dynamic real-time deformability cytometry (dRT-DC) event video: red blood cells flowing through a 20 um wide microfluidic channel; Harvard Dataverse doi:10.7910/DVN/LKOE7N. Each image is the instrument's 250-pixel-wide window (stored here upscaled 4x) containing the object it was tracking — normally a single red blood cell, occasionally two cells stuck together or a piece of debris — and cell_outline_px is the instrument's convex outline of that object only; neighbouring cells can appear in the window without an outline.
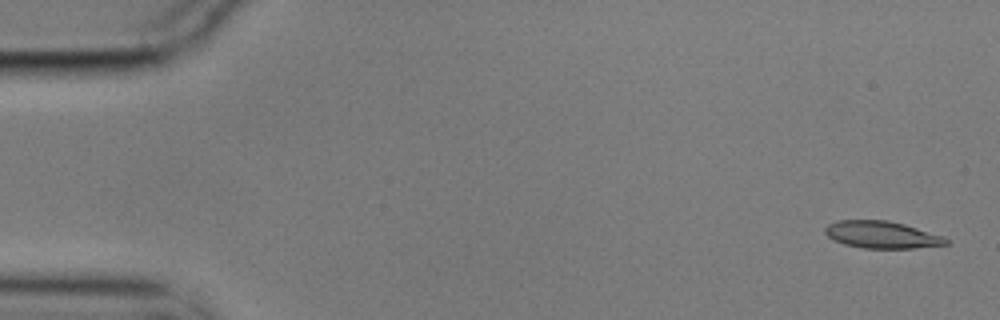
{"species": "common noctule bat (a hibernating species)", "species_latin": "Nyctalus noctula", "temperature_condition": "cold", "stored_images_in_passage": 56, "camera_frame_rate_fps": 3000, "um_per_image_px": 0.085, "animal": {"sex": "male", "body_mass_g": 17.9}, "frame": {"image": 1, "passage_image": 2, "time_ms": 0.333, "image_size_px": [1000, 320], "cell_outline_px": [[948, 244], [916, 248], [864, 248], [844, 244], [832, 240], [824, 232], [824, 228], [828, 224], [836, 220], [888, 220], [904, 224], [944, 236], [948, 240]], "centroid_in_image_um": [74.93, 19.95], "position_along_channel_um": 10.1, "area_um2": 19.19}}
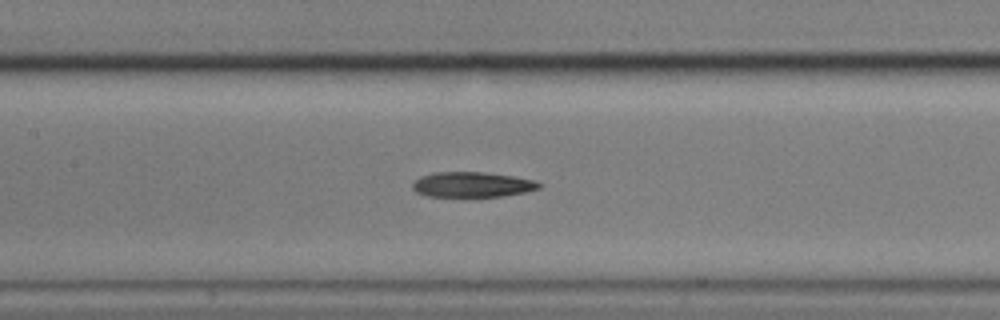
{"frame": {"image": 2, "passage_image": 26, "time_ms": 8.333, "image_size_px": [1000, 320], "cell_outline_px": [[544, 184], [540, 188], [524, 192], [504, 196], [428, 196], [416, 192], [412, 188], [412, 184], [420, 176], [432, 172], [484, 172], [512, 176], [536, 180]], "centroid_in_image_um": [40.16, 15.68], "position_along_channel_um": 167.2, "area_um2": 18.61}}
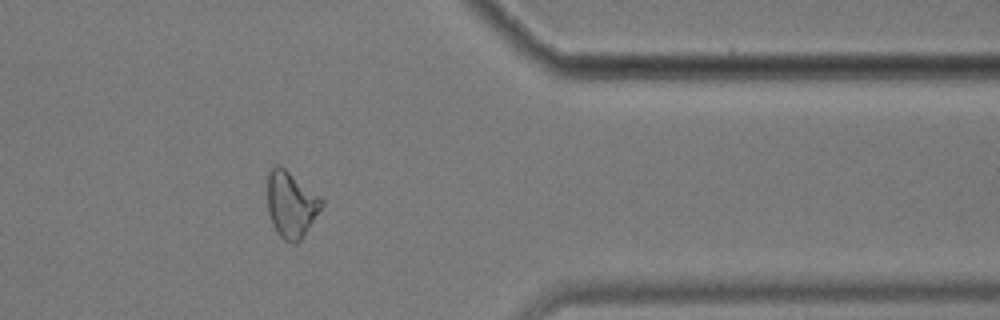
{"frame": {"image": 3, "passage_image": 46, "time_ms": 15.0, "image_size_px": [1000, 320], "cell_outline_px": [[324, 204], [300, 240], [296, 244], [284, 240], [276, 232], [272, 224], [268, 212], [268, 172], [276, 164], [284, 168], [320, 196], [324, 200]], "centroid_in_image_um": [24.74, 17.38], "position_along_channel_um": 386.7, "area_um2": 20.63}, "authors_computed_cell_mechanics": {"area_um2": 19.7098, "velocity_mm_per_s": 3.5333, "shape_relaxation_time_tau1_ms": null, "shape_relaxation_time_tau2_ms": 4.9332, "deformation_change_tau1": null, "deformation_change_tau2": 0.1544}}